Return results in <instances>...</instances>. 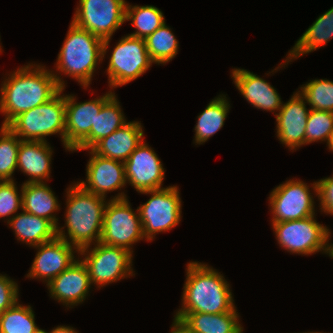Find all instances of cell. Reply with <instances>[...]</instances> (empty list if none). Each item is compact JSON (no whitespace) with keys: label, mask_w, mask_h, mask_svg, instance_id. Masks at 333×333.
<instances>
[{"label":"cell","mask_w":333,"mask_h":333,"mask_svg":"<svg viewBox=\"0 0 333 333\" xmlns=\"http://www.w3.org/2000/svg\"><path fill=\"white\" fill-rule=\"evenodd\" d=\"M5 76L0 88L1 126H7L19 114L48 102L61 88L46 66L29 63Z\"/></svg>","instance_id":"cell-1"},{"label":"cell","mask_w":333,"mask_h":333,"mask_svg":"<svg viewBox=\"0 0 333 333\" xmlns=\"http://www.w3.org/2000/svg\"><path fill=\"white\" fill-rule=\"evenodd\" d=\"M66 207L62 227H56L57 237L78 251L100 242L106 198L84 190L78 183L66 188ZM67 228L65 232V228Z\"/></svg>","instance_id":"cell-2"},{"label":"cell","mask_w":333,"mask_h":333,"mask_svg":"<svg viewBox=\"0 0 333 333\" xmlns=\"http://www.w3.org/2000/svg\"><path fill=\"white\" fill-rule=\"evenodd\" d=\"M185 271L182 304L176 313L220 314L235 307L231 286L218 270L199 261H190Z\"/></svg>","instance_id":"cell-3"},{"label":"cell","mask_w":333,"mask_h":333,"mask_svg":"<svg viewBox=\"0 0 333 333\" xmlns=\"http://www.w3.org/2000/svg\"><path fill=\"white\" fill-rule=\"evenodd\" d=\"M102 61L103 39L71 22L55 63L56 70L51 72L61 89L66 88L62 74L76 79L81 87L87 89Z\"/></svg>","instance_id":"cell-4"},{"label":"cell","mask_w":333,"mask_h":333,"mask_svg":"<svg viewBox=\"0 0 333 333\" xmlns=\"http://www.w3.org/2000/svg\"><path fill=\"white\" fill-rule=\"evenodd\" d=\"M65 89L48 102L15 117L7 127L21 140L44 141L51 135H60L65 148Z\"/></svg>","instance_id":"cell-5"},{"label":"cell","mask_w":333,"mask_h":333,"mask_svg":"<svg viewBox=\"0 0 333 333\" xmlns=\"http://www.w3.org/2000/svg\"><path fill=\"white\" fill-rule=\"evenodd\" d=\"M271 225L279 246L287 252L307 256L321 252L332 257L331 232L317 222L316 215Z\"/></svg>","instance_id":"cell-6"},{"label":"cell","mask_w":333,"mask_h":333,"mask_svg":"<svg viewBox=\"0 0 333 333\" xmlns=\"http://www.w3.org/2000/svg\"><path fill=\"white\" fill-rule=\"evenodd\" d=\"M135 210L134 212L124 192L110 197L104 209L100 242L126 249L133 254V244L146 240L138 208Z\"/></svg>","instance_id":"cell-7"},{"label":"cell","mask_w":333,"mask_h":333,"mask_svg":"<svg viewBox=\"0 0 333 333\" xmlns=\"http://www.w3.org/2000/svg\"><path fill=\"white\" fill-rule=\"evenodd\" d=\"M78 257L86 265L94 287L101 289L110 283L135 276L133 254L126 249L98 242L79 250Z\"/></svg>","instance_id":"cell-8"},{"label":"cell","mask_w":333,"mask_h":333,"mask_svg":"<svg viewBox=\"0 0 333 333\" xmlns=\"http://www.w3.org/2000/svg\"><path fill=\"white\" fill-rule=\"evenodd\" d=\"M179 187L171 185L162 189L149 190L150 198L138 208L143 236L151 241L161 232L170 231L181 221L182 200Z\"/></svg>","instance_id":"cell-9"},{"label":"cell","mask_w":333,"mask_h":333,"mask_svg":"<svg viewBox=\"0 0 333 333\" xmlns=\"http://www.w3.org/2000/svg\"><path fill=\"white\" fill-rule=\"evenodd\" d=\"M125 0H79L72 23L103 39V59L112 35L124 24Z\"/></svg>","instance_id":"cell-10"},{"label":"cell","mask_w":333,"mask_h":333,"mask_svg":"<svg viewBox=\"0 0 333 333\" xmlns=\"http://www.w3.org/2000/svg\"><path fill=\"white\" fill-rule=\"evenodd\" d=\"M152 60L143 38L125 35L116 43L108 62V86L114 88L141 77L152 67Z\"/></svg>","instance_id":"cell-11"},{"label":"cell","mask_w":333,"mask_h":333,"mask_svg":"<svg viewBox=\"0 0 333 333\" xmlns=\"http://www.w3.org/2000/svg\"><path fill=\"white\" fill-rule=\"evenodd\" d=\"M313 191L311 193L310 189ZM317 197V181L310 186L297 178L286 180L276 186L269 194V207L272 223L300 220L316 215L315 201Z\"/></svg>","instance_id":"cell-12"},{"label":"cell","mask_w":333,"mask_h":333,"mask_svg":"<svg viewBox=\"0 0 333 333\" xmlns=\"http://www.w3.org/2000/svg\"><path fill=\"white\" fill-rule=\"evenodd\" d=\"M107 93L84 102H77L74 94L65 95L66 120H65V149L74 150L88 137L96 115L101 107L115 94L109 89Z\"/></svg>","instance_id":"cell-13"},{"label":"cell","mask_w":333,"mask_h":333,"mask_svg":"<svg viewBox=\"0 0 333 333\" xmlns=\"http://www.w3.org/2000/svg\"><path fill=\"white\" fill-rule=\"evenodd\" d=\"M124 164L126 183L131 184L137 192L165 188L162 187L165 168L156 152L146 141L143 140Z\"/></svg>","instance_id":"cell-14"},{"label":"cell","mask_w":333,"mask_h":333,"mask_svg":"<svg viewBox=\"0 0 333 333\" xmlns=\"http://www.w3.org/2000/svg\"><path fill=\"white\" fill-rule=\"evenodd\" d=\"M32 248L37 249V253L25 277L40 279L46 285L78 259L74 254L79 251L57 236Z\"/></svg>","instance_id":"cell-15"},{"label":"cell","mask_w":333,"mask_h":333,"mask_svg":"<svg viewBox=\"0 0 333 333\" xmlns=\"http://www.w3.org/2000/svg\"><path fill=\"white\" fill-rule=\"evenodd\" d=\"M306 100L299 91L294 92L290 100L283 102L276 118V136L281 144L292 152L305 145V133L308 115Z\"/></svg>","instance_id":"cell-16"},{"label":"cell","mask_w":333,"mask_h":333,"mask_svg":"<svg viewBox=\"0 0 333 333\" xmlns=\"http://www.w3.org/2000/svg\"><path fill=\"white\" fill-rule=\"evenodd\" d=\"M90 159L86 165V181L77 183L86 191L106 198L108 192L122 190L126 186L125 164L101 157L88 149Z\"/></svg>","instance_id":"cell-17"},{"label":"cell","mask_w":333,"mask_h":333,"mask_svg":"<svg viewBox=\"0 0 333 333\" xmlns=\"http://www.w3.org/2000/svg\"><path fill=\"white\" fill-rule=\"evenodd\" d=\"M50 298L63 306L73 308L82 304L91 289L86 265L78 257L67 269L52 279L47 285Z\"/></svg>","instance_id":"cell-18"},{"label":"cell","mask_w":333,"mask_h":333,"mask_svg":"<svg viewBox=\"0 0 333 333\" xmlns=\"http://www.w3.org/2000/svg\"><path fill=\"white\" fill-rule=\"evenodd\" d=\"M230 76L241 95L253 107L273 114L280 110L283 101L279 93L263 77L244 68H233Z\"/></svg>","instance_id":"cell-19"},{"label":"cell","mask_w":333,"mask_h":333,"mask_svg":"<svg viewBox=\"0 0 333 333\" xmlns=\"http://www.w3.org/2000/svg\"><path fill=\"white\" fill-rule=\"evenodd\" d=\"M143 140L144 129L141 121H130L102 138L91 150L101 157L124 163Z\"/></svg>","instance_id":"cell-20"},{"label":"cell","mask_w":333,"mask_h":333,"mask_svg":"<svg viewBox=\"0 0 333 333\" xmlns=\"http://www.w3.org/2000/svg\"><path fill=\"white\" fill-rule=\"evenodd\" d=\"M53 147L49 142L21 140L17 169L28 175L25 183L47 182L50 179Z\"/></svg>","instance_id":"cell-21"},{"label":"cell","mask_w":333,"mask_h":333,"mask_svg":"<svg viewBox=\"0 0 333 333\" xmlns=\"http://www.w3.org/2000/svg\"><path fill=\"white\" fill-rule=\"evenodd\" d=\"M333 38V7L328 9L312 23L311 26L296 41L295 45L286 55V59L275 67L269 74H273L280 68L287 66L289 62L311 53L326 45Z\"/></svg>","instance_id":"cell-22"},{"label":"cell","mask_w":333,"mask_h":333,"mask_svg":"<svg viewBox=\"0 0 333 333\" xmlns=\"http://www.w3.org/2000/svg\"><path fill=\"white\" fill-rule=\"evenodd\" d=\"M236 306L220 314L175 313L174 318L181 320L192 333H242L244 327L239 320Z\"/></svg>","instance_id":"cell-23"},{"label":"cell","mask_w":333,"mask_h":333,"mask_svg":"<svg viewBox=\"0 0 333 333\" xmlns=\"http://www.w3.org/2000/svg\"><path fill=\"white\" fill-rule=\"evenodd\" d=\"M60 206L47 182L22 184V210L45 218L57 227L59 218L54 212H58Z\"/></svg>","instance_id":"cell-24"},{"label":"cell","mask_w":333,"mask_h":333,"mask_svg":"<svg viewBox=\"0 0 333 333\" xmlns=\"http://www.w3.org/2000/svg\"><path fill=\"white\" fill-rule=\"evenodd\" d=\"M21 211L7 222L18 241L35 247L57 236L56 227L49 220Z\"/></svg>","instance_id":"cell-25"},{"label":"cell","mask_w":333,"mask_h":333,"mask_svg":"<svg viewBox=\"0 0 333 333\" xmlns=\"http://www.w3.org/2000/svg\"><path fill=\"white\" fill-rule=\"evenodd\" d=\"M126 123L123 109H121L120 102L114 94L96 115L95 123L92 125L88 137L74 151L91 149L102 138L109 136Z\"/></svg>","instance_id":"cell-26"},{"label":"cell","mask_w":333,"mask_h":333,"mask_svg":"<svg viewBox=\"0 0 333 333\" xmlns=\"http://www.w3.org/2000/svg\"><path fill=\"white\" fill-rule=\"evenodd\" d=\"M230 107V102L224 94H219L210 101L205 110L197 116L193 140L195 145L207 142L211 136L223 128Z\"/></svg>","instance_id":"cell-27"},{"label":"cell","mask_w":333,"mask_h":333,"mask_svg":"<svg viewBox=\"0 0 333 333\" xmlns=\"http://www.w3.org/2000/svg\"><path fill=\"white\" fill-rule=\"evenodd\" d=\"M144 40L149 57L154 64L164 65L178 54L179 41L166 22Z\"/></svg>","instance_id":"cell-28"},{"label":"cell","mask_w":333,"mask_h":333,"mask_svg":"<svg viewBox=\"0 0 333 333\" xmlns=\"http://www.w3.org/2000/svg\"><path fill=\"white\" fill-rule=\"evenodd\" d=\"M125 21H131V25L136 29L129 35L145 39L165 23V17L163 12L153 5L132 6L127 3Z\"/></svg>","instance_id":"cell-29"},{"label":"cell","mask_w":333,"mask_h":333,"mask_svg":"<svg viewBox=\"0 0 333 333\" xmlns=\"http://www.w3.org/2000/svg\"><path fill=\"white\" fill-rule=\"evenodd\" d=\"M38 329L32 306L19 304V301L0 316V333H34Z\"/></svg>","instance_id":"cell-30"},{"label":"cell","mask_w":333,"mask_h":333,"mask_svg":"<svg viewBox=\"0 0 333 333\" xmlns=\"http://www.w3.org/2000/svg\"><path fill=\"white\" fill-rule=\"evenodd\" d=\"M298 91L305 98L311 110L333 112V81L313 79L301 85Z\"/></svg>","instance_id":"cell-31"},{"label":"cell","mask_w":333,"mask_h":333,"mask_svg":"<svg viewBox=\"0 0 333 333\" xmlns=\"http://www.w3.org/2000/svg\"><path fill=\"white\" fill-rule=\"evenodd\" d=\"M21 139L7 126L0 128V176L4 180H14L13 173L17 170L18 149Z\"/></svg>","instance_id":"cell-32"},{"label":"cell","mask_w":333,"mask_h":333,"mask_svg":"<svg viewBox=\"0 0 333 333\" xmlns=\"http://www.w3.org/2000/svg\"><path fill=\"white\" fill-rule=\"evenodd\" d=\"M333 134V112L310 110L306 125L305 145L313 142L328 144Z\"/></svg>","instance_id":"cell-33"},{"label":"cell","mask_w":333,"mask_h":333,"mask_svg":"<svg viewBox=\"0 0 333 333\" xmlns=\"http://www.w3.org/2000/svg\"><path fill=\"white\" fill-rule=\"evenodd\" d=\"M15 180H6L0 185V219L5 218L8 222L19 209H22V186L21 190Z\"/></svg>","instance_id":"cell-34"},{"label":"cell","mask_w":333,"mask_h":333,"mask_svg":"<svg viewBox=\"0 0 333 333\" xmlns=\"http://www.w3.org/2000/svg\"><path fill=\"white\" fill-rule=\"evenodd\" d=\"M18 283L6 274H0V316L19 301Z\"/></svg>","instance_id":"cell-35"},{"label":"cell","mask_w":333,"mask_h":333,"mask_svg":"<svg viewBox=\"0 0 333 333\" xmlns=\"http://www.w3.org/2000/svg\"><path fill=\"white\" fill-rule=\"evenodd\" d=\"M317 198L320 212L333 215V175L317 180Z\"/></svg>","instance_id":"cell-36"},{"label":"cell","mask_w":333,"mask_h":333,"mask_svg":"<svg viewBox=\"0 0 333 333\" xmlns=\"http://www.w3.org/2000/svg\"><path fill=\"white\" fill-rule=\"evenodd\" d=\"M170 333H192L189 328L179 319L174 318Z\"/></svg>","instance_id":"cell-37"},{"label":"cell","mask_w":333,"mask_h":333,"mask_svg":"<svg viewBox=\"0 0 333 333\" xmlns=\"http://www.w3.org/2000/svg\"><path fill=\"white\" fill-rule=\"evenodd\" d=\"M47 333H79L75 328L65 325H58Z\"/></svg>","instance_id":"cell-38"},{"label":"cell","mask_w":333,"mask_h":333,"mask_svg":"<svg viewBox=\"0 0 333 333\" xmlns=\"http://www.w3.org/2000/svg\"><path fill=\"white\" fill-rule=\"evenodd\" d=\"M328 146V149L333 152V134L330 137V140L328 142V144H326Z\"/></svg>","instance_id":"cell-39"},{"label":"cell","mask_w":333,"mask_h":333,"mask_svg":"<svg viewBox=\"0 0 333 333\" xmlns=\"http://www.w3.org/2000/svg\"><path fill=\"white\" fill-rule=\"evenodd\" d=\"M34 333H47V331H45L44 329H38L36 332H34Z\"/></svg>","instance_id":"cell-40"},{"label":"cell","mask_w":333,"mask_h":333,"mask_svg":"<svg viewBox=\"0 0 333 333\" xmlns=\"http://www.w3.org/2000/svg\"><path fill=\"white\" fill-rule=\"evenodd\" d=\"M6 180H4L1 176H0V185L5 182Z\"/></svg>","instance_id":"cell-41"},{"label":"cell","mask_w":333,"mask_h":333,"mask_svg":"<svg viewBox=\"0 0 333 333\" xmlns=\"http://www.w3.org/2000/svg\"><path fill=\"white\" fill-rule=\"evenodd\" d=\"M303 333H323V332H313V331H310V332H303ZM326 333V332H325Z\"/></svg>","instance_id":"cell-42"},{"label":"cell","mask_w":333,"mask_h":333,"mask_svg":"<svg viewBox=\"0 0 333 333\" xmlns=\"http://www.w3.org/2000/svg\"><path fill=\"white\" fill-rule=\"evenodd\" d=\"M0 40H1V36H0ZM0 52L2 53V47H1V44H0Z\"/></svg>","instance_id":"cell-43"}]
</instances>
